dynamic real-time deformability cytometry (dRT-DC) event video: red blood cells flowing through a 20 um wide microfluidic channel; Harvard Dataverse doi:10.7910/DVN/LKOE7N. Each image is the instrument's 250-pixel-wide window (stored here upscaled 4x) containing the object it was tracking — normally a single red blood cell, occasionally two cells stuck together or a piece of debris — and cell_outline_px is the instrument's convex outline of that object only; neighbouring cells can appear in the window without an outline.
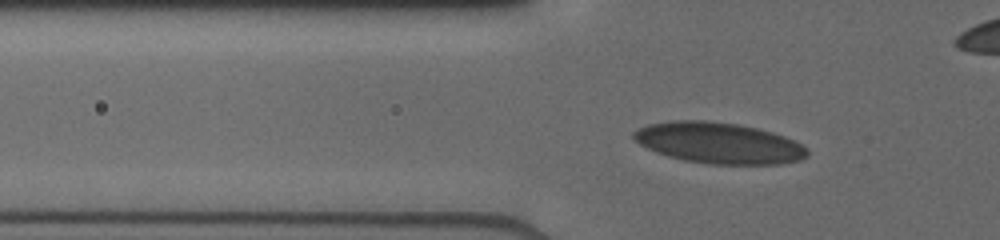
{"species": "human", "species_latin": "Homo sapiens", "temperature_condition": "cold", "stored_images_in_passage": 7, "camera_frame_rate_fps": 3000, "um_per_image_px": 0.085, "donor": {"sex": "male"}, "frame": {"image": 1, "passage_image": 2, "time_ms": 0.333, "image_size_px": [1000, 240], "cell_outline_px": [[808, 156], [800, 160], [780, 164], [708, 164], [684, 160], [668, 156], [656, 152], [640, 144], [632, 136], [632, 132], [636, 128], [648, 124], [676, 120], [708, 120], [736, 124], [756, 128], [772, 132], [784, 136], [800, 144], [808, 152]], "centroid_in_image_um": [61.06, 12.15], "position_along_channel_um": 64.7, "area_um2": 41.38}}
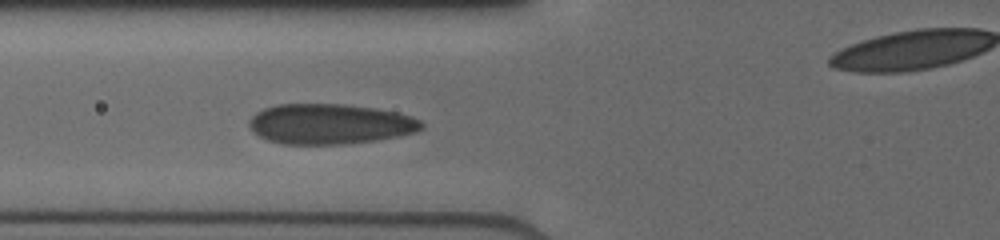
{"frame": {"image": 2, "passage_image": 4, "time_ms": 1.333, "image_size_px": [1000, 240], "cell_outline_px": [[424, 128], [416, 132], [376, 140], [348, 144], [284, 144], [268, 140], [260, 136], [248, 128], [248, 120], [256, 112], [264, 108], [276, 104], [344, 104], [372, 108], [396, 112], [412, 116], [420, 120], [424, 124]], "centroid_in_image_um": [28.02, 10.54], "position_along_channel_um": 97.8, "area_um2": 40.58}}
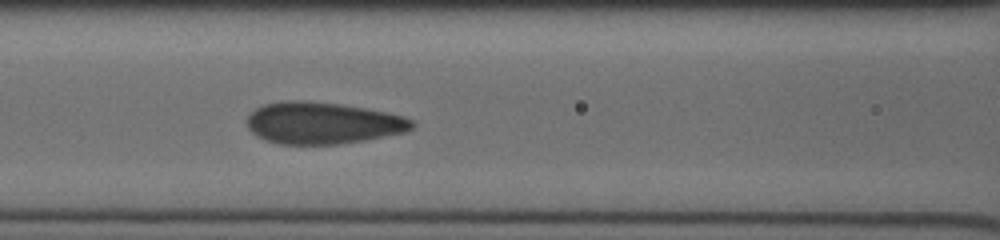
{"frame": {"image": 3, "passage_image": 7, "time_ms": 2.333, "image_size_px": [1000, 240], "cell_outline_px": [[416, 124], [412, 128], [404, 132], [368, 140], [336, 144], [276, 144], [264, 140], [256, 136], [248, 128], [248, 116], [256, 108], [264, 104], [288, 100], [296, 100], [340, 104], [364, 108], [404, 116], [412, 120]], "centroid_in_image_um": [27.42, 10.47], "position_along_channel_um": 139.2, "area_um2": 40.11}}